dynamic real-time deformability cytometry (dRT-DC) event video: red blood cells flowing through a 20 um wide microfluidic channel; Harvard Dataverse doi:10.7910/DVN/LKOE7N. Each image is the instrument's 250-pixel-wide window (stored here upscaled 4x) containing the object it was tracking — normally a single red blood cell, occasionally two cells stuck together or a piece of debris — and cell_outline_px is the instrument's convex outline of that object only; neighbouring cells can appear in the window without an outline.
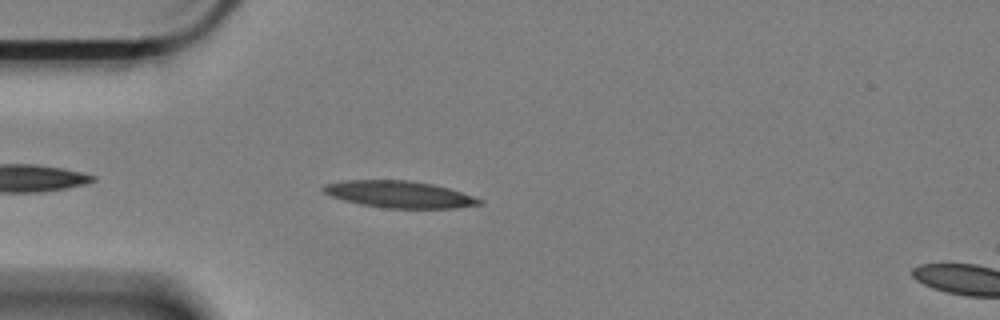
{"species": "Egyptian fruit bat (a non-hibernating species)", "species_latin": "Rousettus aegyptiacus", "temperature_condition": "cold", "stored_images_in_passage": 18, "camera_frame_rate_fps": 3000, "um_per_image_px": 0.085, "animal": {"sex": "female"}, "frame": {"image": 1, "passage_image": 5, "time_ms": 1.333, "image_size_px": [1000, 320], "cell_outline_px": [[484, 200], [480, 204], [456, 208], [388, 208], [360, 204], [344, 200], [332, 196], [324, 192], [324, 188], [328, 184], [344, 180], [408, 180], [432, 184], [448, 188]], "centroid_in_image_um": [33.97, 16.52], "position_along_channel_um": 51.0, "area_um2": 23.99}}
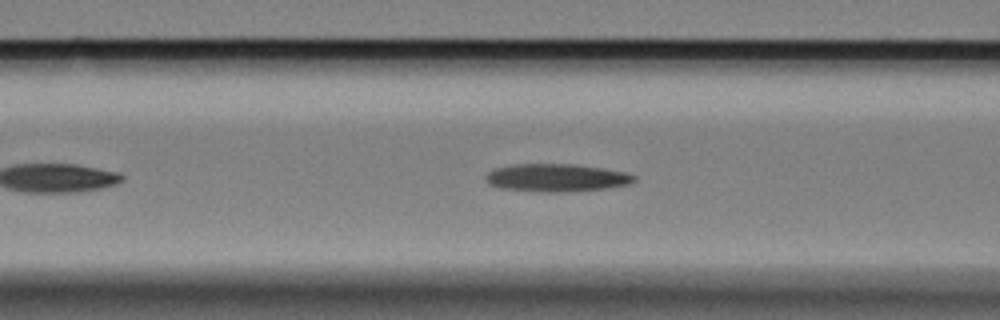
{"frame": {"image": 2, "passage_image": 12, "time_ms": 3.667, "image_size_px": [1000, 320], "cell_outline_px": [[636, 180], [628, 184], [608, 188], [568, 192], [540, 192], [500, 188], [488, 184], [484, 176], [488, 172], [496, 168], [512, 164], [572, 164], [604, 168], [624, 172], [636, 176]], "centroid_in_image_um": [47.28, 15.11], "position_along_channel_um": 119.3, "area_um2": 24.22}}
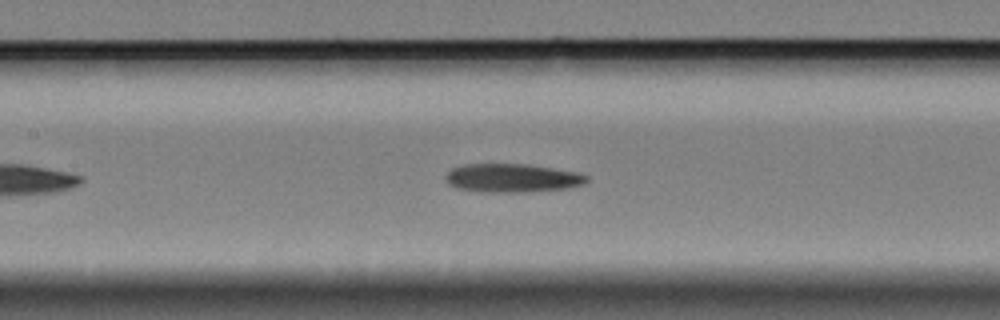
{"frame": {"image": 3, "passage_image": 16, "time_ms": 5.0, "image_size_px": [1000, 320], "cell_outline_px": [[588, 180], [580, 184], [564, 188], [528, 192], [484, 192], [456, 188], [448, 184], [444, 176], [452, 168], [464, 164], [528, 164], [576, 172], [588, 176]], "centroid_in_image_um": [43.47, 15.13], "position_along_channel_um": 163.9, "area_um2": 23.35}}